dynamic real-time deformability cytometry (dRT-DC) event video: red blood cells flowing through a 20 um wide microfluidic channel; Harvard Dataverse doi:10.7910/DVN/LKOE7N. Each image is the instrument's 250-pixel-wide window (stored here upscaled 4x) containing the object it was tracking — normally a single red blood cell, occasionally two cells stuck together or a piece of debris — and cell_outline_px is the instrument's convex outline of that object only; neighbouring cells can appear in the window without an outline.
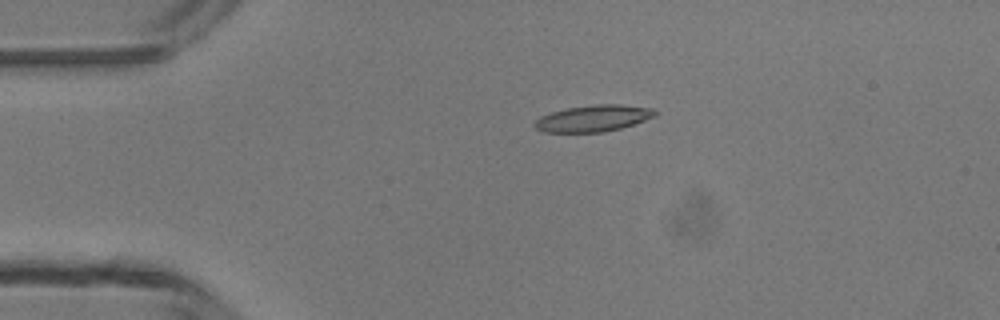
{"species": "common noctule bat (a hibernating species)", "species_latin": "Nyctalus noctula", "temperature_condition": "room temperature", "stored_images_in_passage": 4, "camera_frame_rate_fps": 3000, "um_per_image_px": 0.085, "animal": {"sex": "male", "body_mass_g": 13.3}, "frame": {"image": 1, "passage_image": 3, "time_ms": 2.333, "image_size_px": [1000, 320], "cell_outline_px": [[656, 116], [620, 128], [604, 132], [544, 132], [536, 128], [532, 124], [540, 116], [552, 112], [568, 108], [596, 104], [620, 104], [652, 108], [656, 112]], "centroid_in_image_um": [50.41, 10.06], "position_along_channel_um": 34.6, "area_um2": 18.44}}